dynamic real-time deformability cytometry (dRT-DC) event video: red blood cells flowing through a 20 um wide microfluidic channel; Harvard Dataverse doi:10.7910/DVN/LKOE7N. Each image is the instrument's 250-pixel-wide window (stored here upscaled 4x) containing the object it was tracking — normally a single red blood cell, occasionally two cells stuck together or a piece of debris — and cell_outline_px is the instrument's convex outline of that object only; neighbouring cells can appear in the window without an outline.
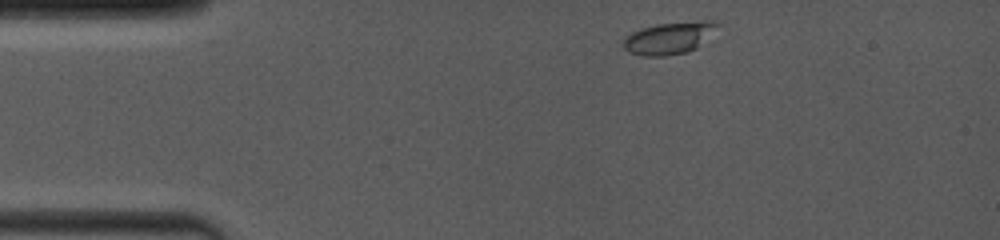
{"species": "common noctule bat (a hibernating species)", "species_latin": "Nyctalus noctula", "temperature_condition": "room temperature", "stored_images_in_passage": 73, "camera_frame_rate_fps": 4000, "um_per_image_px": 0.085, "animal": {"sex": "female", "body_mass_g": 19.0, "forearm_length_mm": 53.3}, "frame": {"image": 1, "passage_image": 3, "time_ms": 0.25, "image_size_px": [1000, 240], "cell_outline_px": [[720, 24], [716, 40], [688, 52], [664, 56], [640, 56], [628, 52], [624, 48], [624, 36], [632, 32], [656, 24], [704, 20], [716, 20]], "centroid_in_image_um": [57.07, 3.23], "position_along_channel_um": 27.9, "area_um2": 18.61}}
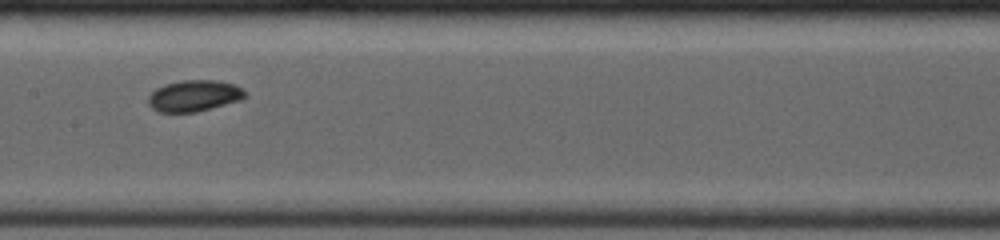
{"frame": {"image": 2, "passage_image": 51, "time_ms": 5.75, "image_size_px": [1000, 240], "cell_outline_px": [[248, 96], [240, 100], [196, 112], [160, 112], [152, 108], [148, 104], [148, 96], [156, 88], [164, 84], [184, 80], [216, 80], [236, 84]], "centroid_in_image_um": [16.49, 8.13], "position_along_channel_um": 190.9, "area_um2": 17.63}}
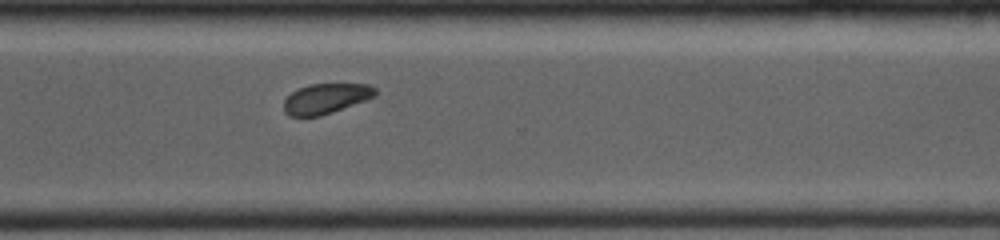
{"frame": {"image": 3, "passage_image": 73, "time_ms": 9.5, "image_size_px": [1000, 240], "cell_outline_px": [[376, 96], [332, 112], [320, 116], [288, 116], [284, 112], [284, 100], [292, 92], [308, 84], [368, 84], [376, 88]], "centroid_in_image_um": [27.69, 8.37], "position_along_channel_um": 342.9, "area_um2": 15.95}}